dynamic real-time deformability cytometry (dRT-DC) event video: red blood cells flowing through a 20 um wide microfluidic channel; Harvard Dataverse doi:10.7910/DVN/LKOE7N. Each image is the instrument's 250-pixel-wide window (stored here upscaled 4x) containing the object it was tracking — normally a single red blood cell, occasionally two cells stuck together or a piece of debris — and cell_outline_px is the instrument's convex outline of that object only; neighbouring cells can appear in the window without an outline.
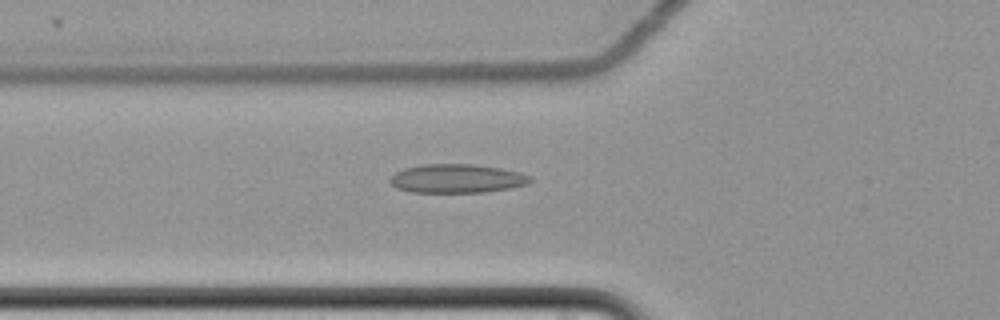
{"species": "common noctule bat (a hibernating species)", "species_latin": "Nyctalus noctula", "temperature_condition": "cold", "stored_images_in_passage": 60, "camera_frame_rate_fps": 3000, "um_per_image_px": 0.085, "animal": {"sex": "female", "body_mass_g": 22.7, "forearm_length_mm": 54.2}, "frame": {"image": 1, "passage_image": 23, "time_ms": 7.333, "image_size_px": [1000, 320], "cell_outline_px": [[532, 180], [524, 184], [508, 188], [484, 192], [412, 192], [396, 188], [388, 180], [396, 172], [404, 168], [424, 164], [472, 164], [500, 168], [520, 172], [532, 176]], "centroid_in_image_um": [38.81, 15.17], "position_along_channel_um": 87.0, "area_um2": 23.35}}
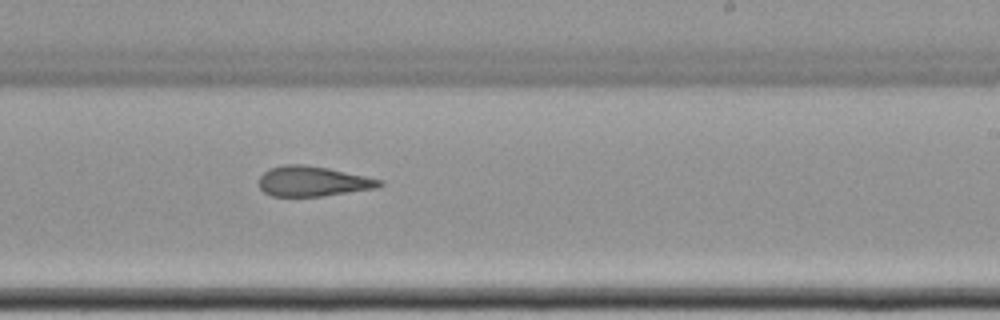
{"frame": {"image": 2, "passage_image": 38, "time_ms": 12.333, "image_size_px": [1000, 320], "cell_outline_px": [[384, 184], [376, 188], [320, 196], [272, 196], [264, 192], [260, 188], [260, 176], [268, 168], [284, 164], [304, 164], [328, 168], [384, 180]], "centroid_in_image_um": [26.58, 15.4], "position_along_channel_um": 262.4, "area_um2": 21.1}}
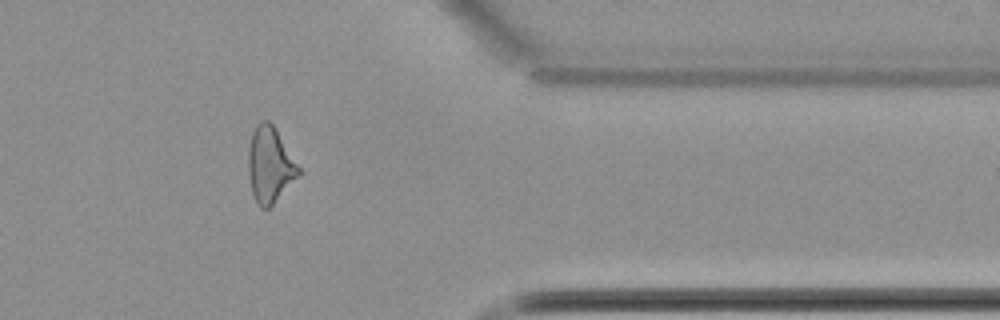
{"frame": {"image": 3, "passage_image": 50, "time_ms": 16.333, "image_size_px": [1000, 320], "cell_outline_px": [[304, 172], [268, 208], [260, 208], [256, 204], [252, 192], [248, 172], [248, 148], [252, 132], [256, 124], [260, 120], [268, 120], [276, 128]], "centroid_in_image_um": [22.97, 13.99], "position_along_channel_um": 388.4, "area_um2": 22.66}, "authors_computed_cell_mechanics": {"area_um2": 22.6865, "velocity_mm_per_s": 3.5069, "shape_relaxation_time_tau1_ms": null, "shape_relaxation_time_tau2_ms": 5.6925, "deformation_change_tau1": null, "deformation_change_tau2": 0.1595}}